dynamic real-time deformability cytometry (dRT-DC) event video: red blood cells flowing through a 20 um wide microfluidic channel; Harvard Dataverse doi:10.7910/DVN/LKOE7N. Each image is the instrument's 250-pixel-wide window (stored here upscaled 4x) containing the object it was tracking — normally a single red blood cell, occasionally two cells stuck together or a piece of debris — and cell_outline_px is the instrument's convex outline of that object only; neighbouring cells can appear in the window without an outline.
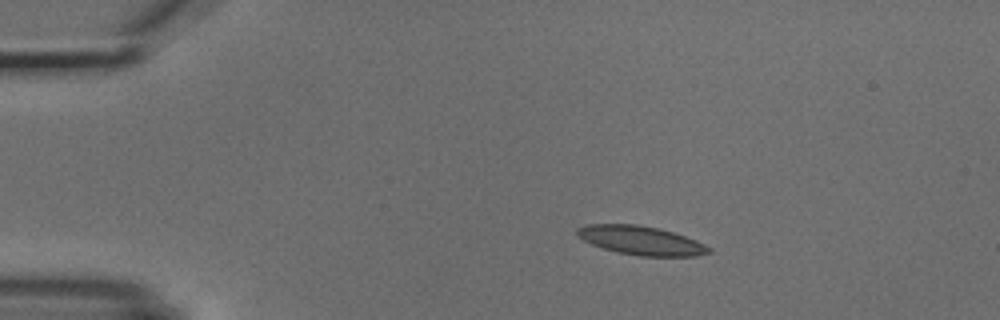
{"species": "common noctule bat (a hibernating species)", "species_latin": "Nyctalus noctula", "temperature_condition": "cold", "stored_images_in_passage": 4, "camera_frame_rate_fps": 3000, "um_per_image_px": 0.085, "animal": {"sex": "male", "body_mass_g": 18.8}, "frame": {"image": 1, "passage_image": 2, "time_ms": 1.0, "image_size_px": [1000, 320], "cell_outline_px": [[712, 252], [696, 256], [640, 256], [616, 252], [592, 244], [576, 236], [576, 228], [584, 224], [640, 224], [660, 228], [696, 240], [712, 248]], "centroid_in_image_um": [54.47, 20.43], "position_along_channel_um": 30.5, "area_um2": 22.31}}
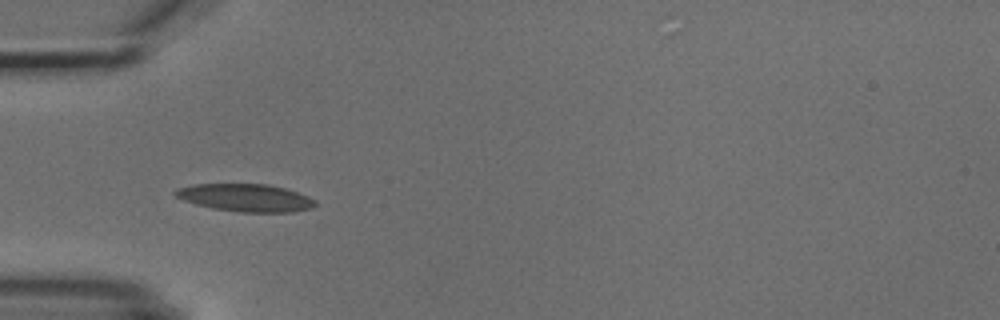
{"frame": {"image": 2, "passage_image": 4, "time_ms": 3.333, "image_size_px": [1000, 320], "cell_outline_px": [[316, 204], [312, 208], [292, 212], [240, 212], [212, 208], [196, 204], [184, 200], [176, 196], [172, 192], [176, 188], [192, 184], [268, 184], [284, 188], [308, 196], [316, 200]], "centroid_in_image_um": [20.86, 16.8], "position_along_channel_um": 64.1, "area_um2": 22.54}}